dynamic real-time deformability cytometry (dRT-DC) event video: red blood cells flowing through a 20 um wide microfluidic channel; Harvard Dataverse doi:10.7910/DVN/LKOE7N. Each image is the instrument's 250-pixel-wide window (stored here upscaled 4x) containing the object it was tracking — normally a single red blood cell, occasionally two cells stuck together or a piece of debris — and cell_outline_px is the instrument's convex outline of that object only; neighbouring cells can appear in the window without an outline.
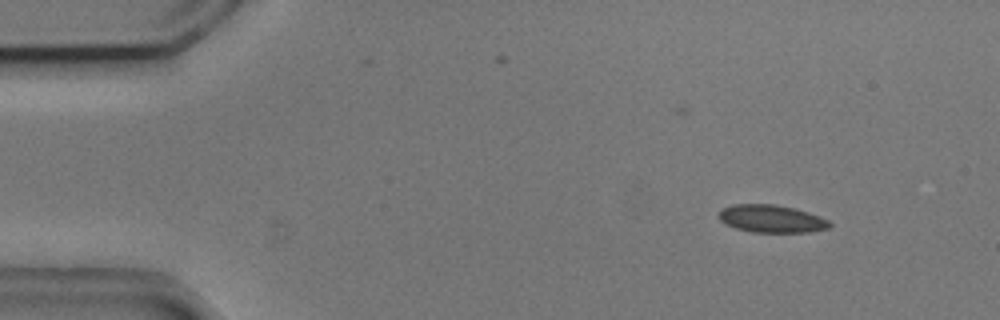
{"species": "common noctule bat (a hibernating species)", "species_latin": "Nyctalus noctula", "temperature_condition": "cold", "stored_images_in_passage": 5, "camera_frame_rate_fps": 3000, "um_per_image_px": 0.085, "animal": {"sex": "male", "body_mass_g": 20.5, "forearm_length_mm": 52.5}, "frame": {"image": 1, "passage_image": 1, "time_ms": 0.0, "image_size_px": [1000, 320], "cell_outline_px": [[832, 224], [828, 228], [808, 232], [752, 232], [736, 228], [724, 224], [720, 220], [720, 208], [732, 204], [776, 204], [808, 212], [820, 216], [828, 220]], "centroid_in_image_um": [65.55, 18.59], "position_along_channel_um": 19.4, "area_um2": 17.86}}